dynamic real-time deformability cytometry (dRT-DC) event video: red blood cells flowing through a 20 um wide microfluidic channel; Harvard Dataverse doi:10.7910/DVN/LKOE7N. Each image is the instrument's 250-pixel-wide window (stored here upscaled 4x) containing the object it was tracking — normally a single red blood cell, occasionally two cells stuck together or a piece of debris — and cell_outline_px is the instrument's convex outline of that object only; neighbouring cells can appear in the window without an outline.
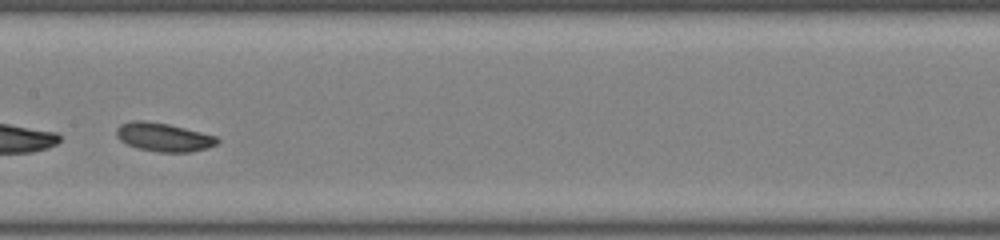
{"species": "common noctule bat (a hibernating species)", "species_latin": "Nyctalus noctula", "temperature_condition": "room temperature", "stored_images_in_passage": 15, "camera_frame_rate_fps": 3000, "um_per_image_px": 0.085, "animal": {"sex": "male", "body_mass_g": 19.0, "forearm_length_mm": 50.8}, "frame": {"image": 1, "passage_image": 11, "time_ms": 3.333, "image_size_px": [1000, 240], "cell_outline_px": [[220, 140], [216, 144], [204, 148], [188, 152], [160, 152], [136, 148], [120, 140], [116, 136], [116, 128], [120, 124], [132, 120], [144, 120], [168, 124], [216, 136]], "centroid_in_image_um": [13.85, 11.65], "position_along_channel_um": 193.5, "area_um2": 16.65}}